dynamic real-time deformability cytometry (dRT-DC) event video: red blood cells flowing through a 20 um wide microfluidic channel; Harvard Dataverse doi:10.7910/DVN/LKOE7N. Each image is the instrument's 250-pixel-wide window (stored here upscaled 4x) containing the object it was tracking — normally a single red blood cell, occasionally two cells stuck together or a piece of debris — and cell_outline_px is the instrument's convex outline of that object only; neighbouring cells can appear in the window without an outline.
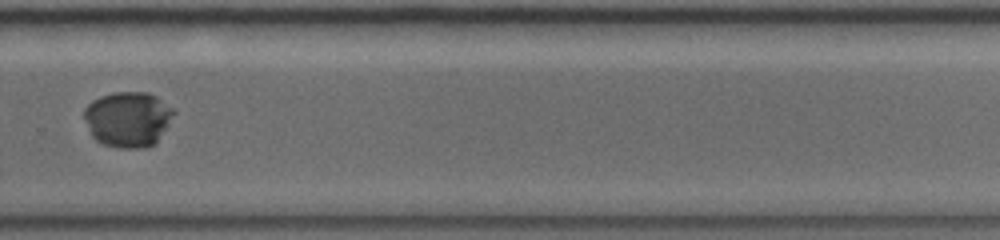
{"species": "common noctule bat (a hibernating species)", "species_latin": "Nyctalus noctula", "temperature_condition": "warm", "stored_images_in_passage": 13, "camera_frame_rate_fps": 5000, "um_per_image_px": 0.085, "animal": {"sex": "female", "body_mass_g": 19.0, "forearm_length_mm": 56.7}, "frame": {"image": 1, "passage_image": 10, "time_ms": 6.6, "image_size_px": [1000, 240], "cell_outline_px": [[176, 112], [156, 144], [144, 148], [116, 148], [104, 144], [96, 140], [92, 136], [84, 116], [84, 108], [92, 100], [100, 96], [116, 92], [148, 92], [156, 96], [176, 108]], "centroid_in_image_um": [10.91, 10.13], "position_along_channel_um": 318.9, "area_um2": 29.25}}